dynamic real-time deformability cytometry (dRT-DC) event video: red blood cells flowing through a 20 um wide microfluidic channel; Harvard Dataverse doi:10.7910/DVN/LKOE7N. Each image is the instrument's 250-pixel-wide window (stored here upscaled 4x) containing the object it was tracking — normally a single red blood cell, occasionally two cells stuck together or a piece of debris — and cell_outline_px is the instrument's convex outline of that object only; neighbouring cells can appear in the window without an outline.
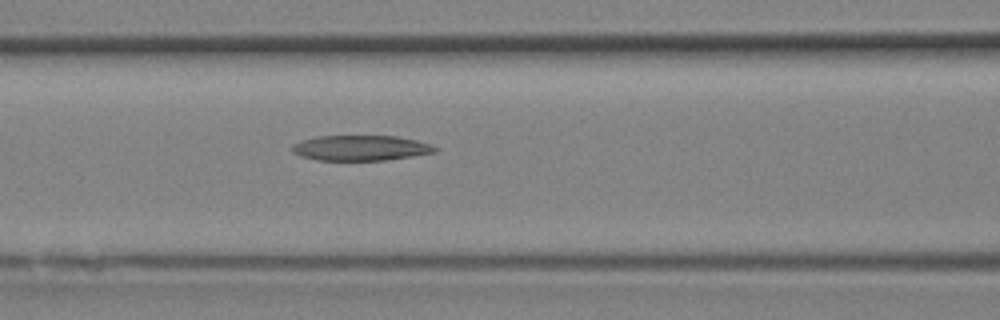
{"species": "Egyptian fruit bat (a non-hibernating species)", "species_latin": "Rousettus aegyptiacus", "temperature_condition": "room temperature", "stored_images_in_passage": 8, "camera_frame_rate_fps": 3000, "um_per_image_px": 0.085, "animal": {"sex": "female"}, "frame": {"image": 1, "passage_image": 8, "time_ms": 2.333, "image_size_px": [1000, 320], "cell_outline_px": [[436, 152], [412, 156], [384, 160], [316, 160], [300, 156], [292, 152], [292, 144], [300, 140], [316, 136], [396, 136], [416, 140], [432, 144], [436, 148]], "centroid_in_image_um": [30.62, 12.57], "position_along_channel_um": 136.0, "area_um2": 21.1}}